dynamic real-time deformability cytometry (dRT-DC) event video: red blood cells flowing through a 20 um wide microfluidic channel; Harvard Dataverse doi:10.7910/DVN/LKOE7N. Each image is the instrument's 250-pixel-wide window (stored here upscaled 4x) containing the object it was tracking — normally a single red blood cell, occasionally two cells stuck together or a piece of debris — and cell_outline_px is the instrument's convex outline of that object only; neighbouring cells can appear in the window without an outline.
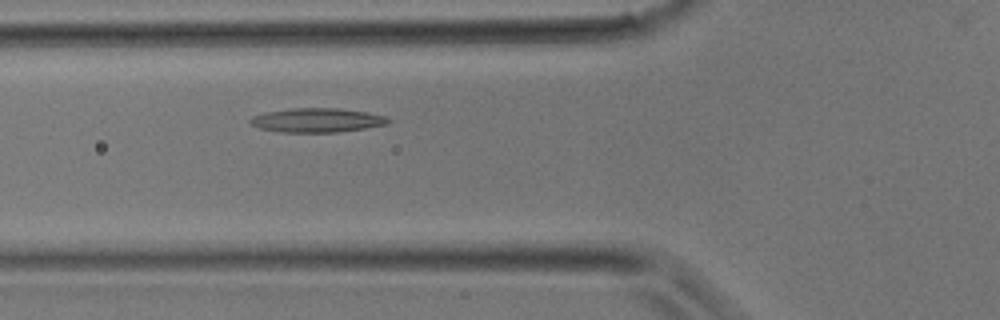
{"species": "common noctule bat (a hibernating species)", "species_latin": "Nyctalus noctula", "temperature_condition": "room temperature", "stored_images_in_passage": 30, "camera_frame_rate_fps": 3000, "um_per_image_px": 0.085, "animal": {"sex": "male", "body_mass_g": 17.9}, "frame": {"image": 1, "passage_image": 8, "time_ms": 2.333, "image_size_px": [1000, 320], "cell_outline_px": [[392, 120], [388, 124], [364, 128], [336, 132], [280, 132], [260, 128], [252, 124], [248, 120], [252, 116], [264, 112], [292, 108], [336, 108], [368, 112], [384, 116]], "centroid_in_image_um": [26.94, 10.21], "position_along_channel_um": 98.9, "area_um2": 19.36}}
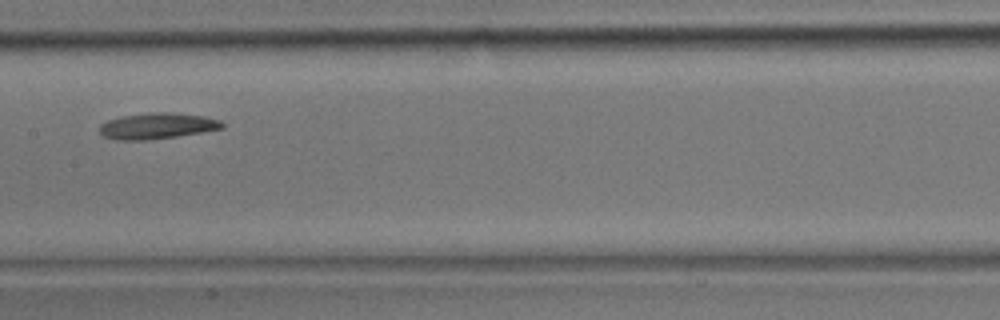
{"frame": {"image": 2, "passage_image": 13, "time_ms": 4.0, "image_size_px": [1000, 320], "cell_outline_px": [[224, 128], [176, 136], [148, 140], [116, 140], [104, 136], [100, 132], [100, 124], [108, 120], [120, 116], [152, 112], [168, 112], [204, 116], [220, 120], [224, 124]], "centroid_in_image_um": [13.34, 10.7], "position_along_channel_um": 194.1, "area_um2": 18.5}}
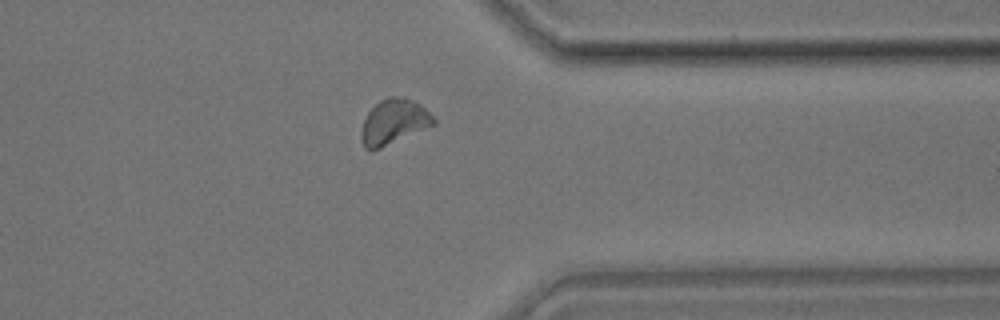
{"frame": {"image": 3, "passage_image": 23, "time_ms": 7.333, "image_size_px": [1000, 320], "cell_outline_px": [[436, 124], [380, 148], [364, 148], [360, 140], [360, 132], [364, 120], [368, 112], [380, 100], [388, 96], [404, 96], [420, 104], [436, 120]], "centroid_in_image_um": [33.46, 10.33], "position_along_channel_um": 377.9, "area_um2": 18.84}}